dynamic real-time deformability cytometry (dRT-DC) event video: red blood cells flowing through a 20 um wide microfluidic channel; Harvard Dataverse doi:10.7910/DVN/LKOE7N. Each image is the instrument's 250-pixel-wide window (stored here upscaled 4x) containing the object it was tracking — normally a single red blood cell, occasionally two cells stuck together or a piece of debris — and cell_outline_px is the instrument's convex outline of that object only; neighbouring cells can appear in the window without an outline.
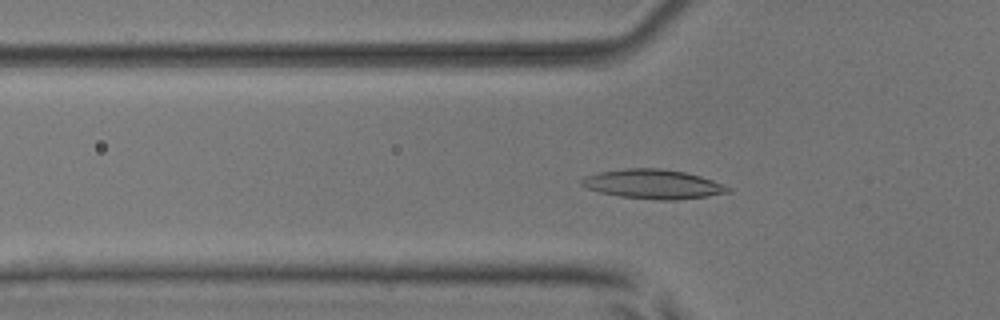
{"species": "common noctule bat (a hibernating species)", "species_latin": "Nyctalus noctula", "temperature_condition": "room temperature", "stored_images_in_passage": 36, "camera_frame_rate_fps": 3000, "um_per_image_px": 0.085, "animal": {"sex": "male", "body_mass_g": 17.9, "forearm_length_mm": 54.2}, "frame": {"image": 1, "passage_image": 12, "time_ms": 3.667, "image_size_px": [1000, 320], "cell_outline_px": [[732, 192], [708, 196], [676, 200], [660, 200], [620, 196], [600, 192], [588, 188], [580, 184], [580, 180], [588, 176], [600, 172], [624, 168], [664, 168], [684, 172], [700, 176], [724, 184], [732, 188]], "centroid_in_image_um": [55.57, 15.65], "position_along_channel_um": 70.2, "area_um2": 24.97}}
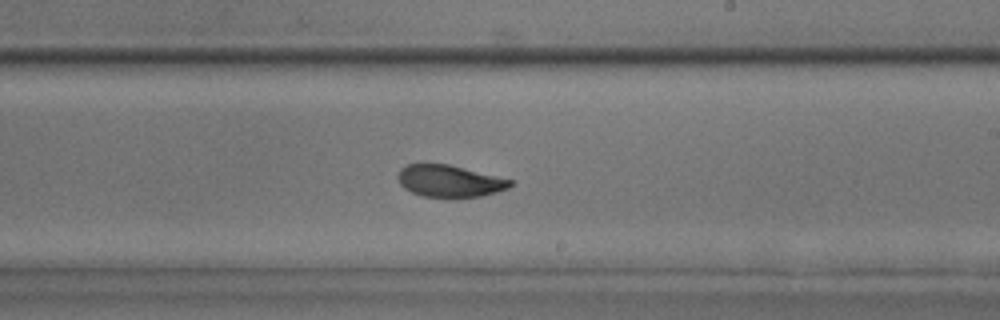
{"frame": {"image": 2, "passage_image": 26, "time_ms": 8.333, "image_size_px": [1000, 320], "cell_outline_px": [[516, 180], [508, 188], [496, 192], [480, 196], [456, 200], [452, 200], [420, 196], [404, 188], [400, 184], [396, 176], [400, 168], [408, 164], [448, 164]], "centroid_in_image_um": [38.22, 15.43], "position_along_channel_um": 250.8, "area_um2": 21.73}}
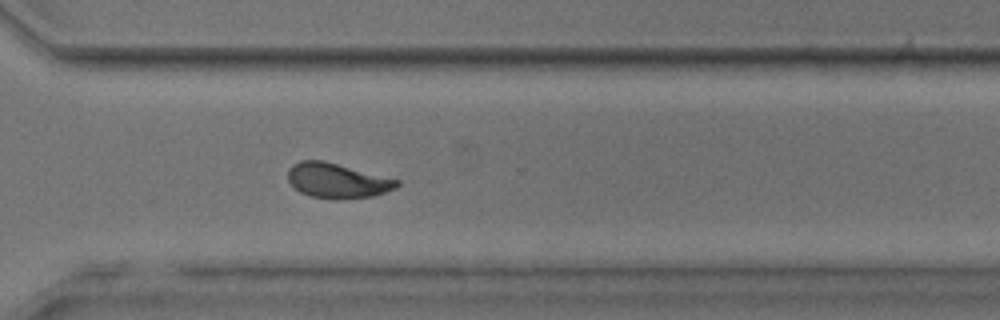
{"frame": {"image": 3, "passage_image": 33, "time_ms": 10.667, "image_size_px": [1000, 320], "cell_outline_px": [[400, 184], [396, 188], [372, 196], [340, 200], [332, 200], [312, 196], [300, 192], [288, 180], [288, 168], [292, 164], [300, 160], [324, 160], [400, 180]], "centroid_in_image_um": [28.66, 15.35], "position_along_channel_um": 341.9, "area_um2": 22.31}, "authors_computed_cell_mechanics": {"area_um2": 22.2819, "velocity_mm_per_s": 3.8886, "shape_relaxation_time_tau1_ms": 3.4204, "shape_relaxation_time_tau2_ms": 1.5573, "deformation_change_tau1": 0.1366, "deformation_change_tau2": 0.0749}}